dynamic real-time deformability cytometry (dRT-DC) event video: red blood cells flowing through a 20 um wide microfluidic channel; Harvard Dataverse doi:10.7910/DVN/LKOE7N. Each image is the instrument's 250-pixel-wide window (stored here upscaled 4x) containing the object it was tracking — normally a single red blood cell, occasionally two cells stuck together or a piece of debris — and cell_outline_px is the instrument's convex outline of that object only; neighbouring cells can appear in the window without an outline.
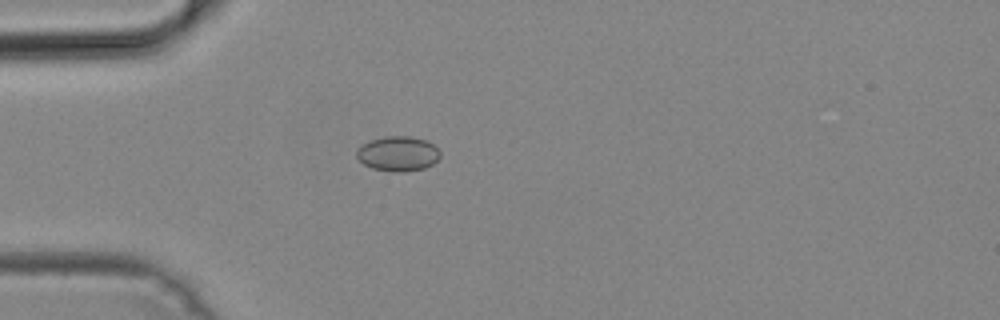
{"species": "common noctule bat (a hibernating species)", "species_latin": "Nyctalus noctula", "temperature_condition": "cold", "stored_images_in_passage": 36, "camera_frame_rate_fps": 3000, "um_per_image_px": 0.085, "animal": {"sex": "male", "body_mass_g": 19.2, "forearm_length_mm": 51.8}, "frame": {"image": 1, "passage_image": 4, "time_ms": 1.0, "image_size_px": [1000, 320], "cell_outline_px": [[440, 156], [432, 164], [424, 168], [400, 172], [396, 172], [372, 168], [364, 164], [356, 156], [356, 148], [360, 144], [384, 136], [412, 136], [428, 140], [440, 152]], "centroid_in_image_um": [33.8, 13.04], "position_along_channel_um": 51.2, "area_um2": 16.99}}
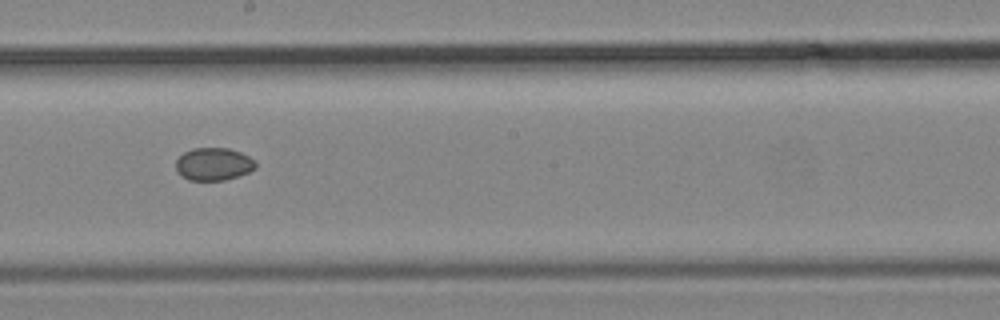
{"frame": {"image": 2, "passage_image": 18, "time_ms": 5.667, "image_size_px": [1000, 320], "cell_outline_px": [[256, 168], [248, 172], [224, 180], [188, 180], [180, 176], [176, 172], [176, 160], [184, 152], [192, 148], [228, 148], [240, 152], [256, 160]], "centroid_in_image_um": [18.13, 13.95], "position_along_channel_um": 230.1, "area_um2": 15.26}}
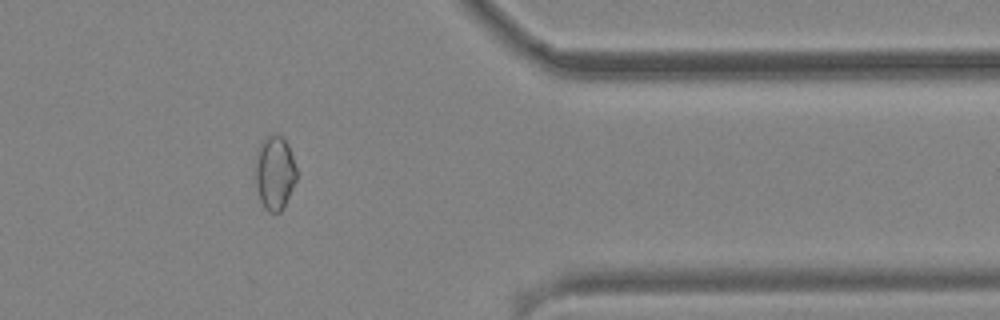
{"frame": {"image": 3, "passage_image": 31, "time_ms": 10.0, "image_size_px": [1000, 320], "cell_outline_px": [[296, 180], [284, 208], [280, 212], [268, 212], [264, 208], [260, 200], [256, 184], [256, 152], [260, 144], [268, 136], [280, 136], [288, 144], [296, 168]], "centroid_in_image_um": [23.35, 14.73], "position_along_channel_um": 388.0, "area_um2": 17.51}}